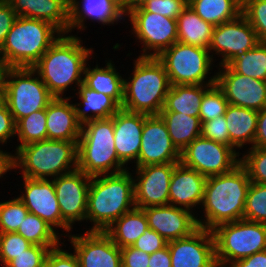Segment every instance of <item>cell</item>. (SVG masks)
I'll return each instance as SVG.
<instances>
[{
    "label": "cell",
    "instance_id": "cell-35",
    "mask_svg": "<svg viewBox=\"0 0 266 267\" xmlns=\"http://www.w3.org/2000/svg\"><path fill=\"white\" fill-rule=\"evenodd\" d=\"M17 233L22 235L33 245L46 247H58L61 243V235L50 224L40 217L28 212L19 225ZM60 236V237H59Z\"/></svg>",
    "mask_w": 266,
    "mask_h": 267
},
{
    "label": "cell",
    "instance_id": "cell-37",
    "mask_svg": "<svg viewBox=\"0 0 266 267\" xmlns=\"http://www.w3.org/2000/svg\"><path fill=\"white\" fill-rule=\"evenodd\" d=\"M16 136L20 142L16 150L26 144L47 139V120L45 109L38 110L16 123Z\"/></svg>",
    "mask_w": 266,
    "mask_h": 267
},
{
    "label": "cell",
    "instance_id": "cell-4",
    "mask_svg": "<svg viewBox=\"0 0 266 267\" xmlns=\"http://www.w3.org/2000/svg\"><path fill=\"white\" fill-rule=\"evenodd\" d=\"M77 144L46 139L21 146L9 154L10 171L18 168L21 177L31 179H53L73 172L77 170Z\"/></svg>",
    "mask_w": 266,
    "mask_h": 267
},
{
    "label": "cell",
    "instance_id": "cell-48",
    "mask_svg": "<svg viewBox=\"0 0 266 267\" xmlns=\"http://www.w3.org/2000/svg\"><path fill=\"white\" fill-rule=\"evenodd\" d=\"M64 243L51 249L46 257V263L50 267H80L79 260L73 252H67L62 249Z\"/></svg>",
    "mask_w": 266,
    "mask_h": 267
},
{
    "label": "cell",
    "instance_id": "cell-50",
    "mask_svg": "<svg viewBox=\"0 0 266 267\" xmlns=\"http://www.w3.org/2000/svg\"><path fill=\"white\" fill-rule=\"evenodd\" d=\"M120 250L122 267H149L150 254L133 246L120 248Z\"/></svg>",
    "mask_w": 266,
    "mask_h": 267
},
{
    "label": "cell",
    "instance_id": "cell-3",
    "mask_svg": "<svg viewBox=\"0 0 266 267\" xmlns=\"http://www.w3.org/2000/svg\"><path fill=\"white\" fill-rule=\"evenodd\" d=\"M129 170L91 176L86 222L93 226L87 231L104 232L115 220L136 208L134 178Z\"/></svg>",
    "mask_w": 266,
    "mask_h": 267
},
{
    "label": "cell",
    "instance_id": "cell-17",
    "mask_svg": "<svg viewBox=\"0 0 266 267\" xmlns=\"http://www.w3.org/2000/svg\"><path fill=\"white\" fill-rule=\"evenodd\" d=\"M177 163L135 167L134 193L136 208L144 209L169 204L171 175Z\"/></svg>",
    "mask_w": 266,
    "mask_h": 267
},
{
    "label": "cell",
    "instance_id": "cell-38",
    "mask_svg": "<svg viewBox=\"0 0 266 267\" xmlns=\"http://www.w3.org/2000/svg\"><path fill=\"white\" fill-rule=\"evenodd\" d=\"M243 219L266 224V184L250 183Z\"/></svg>",
    "mask_w": 266,
    "mask_h": 267
},
{
    "label": "cell",
    "instance_id": "cell-18",
    "mask_svg": "<svg viewBox=\"0 0 266 267\" xmlns=\"http://www.w3.org/2000/svg\"><path fill=\"white\" fill-rule=\"evenodd\" d=\"M64 237L70 239L80 267H122L121 250L105 232L86 231Z\"/></svg>",
    "mask_w": 266,
    "mask_h": 267
},
{
    "label": "cell",
    "instance_id": "cell-47",
    "mask_svg": "<svg viewBox=\"0 0 266 267\" xmlns=\"http://www.w3.org/2000/svg\"><path fill=\"white\" fill-rule=\"evenodd\" d=\"M167 244L168 242L161 235L151 228H147L132 246L151 255L166 247Z\"/></svg>",
    "mask_w": 266,
    "mask_h": 267
},
{
    "label": "cell",
    "instance_id": "cell-58",
    "mask_svg": "<svg viewBox=\"0 0 266 267\" xmlns=\"http://www.w3.org/2000/svg\"><path fill=\"white\" fill-rule=\"evenodd\" d=\"M5 83H0V104L4 101Z\"/></svg>",
    "mask_w": 266,
    "mask_h": 267
},
{
    "label": "cell",
    "instance_id": "cell-24",
    "mask_svg": "<svg viewBox=\"0 0 266 267\" xmlns=\"http://www.w3.org/2000/svg\"><path fill=\"white\" fill-rule=\"evenodd\" d=\"M206 179L195 169L177 163L171 175L169 204L194 212V207L202 205Z\"/></svg>",
    "mask_w": 266,
    "mask_h": 267
},
{
    "label": "cell",
    "instance_id": "cell-29",
    "mask_svg": "<svg viewBox=\"0 0 266 267\" xmlns=\"http://www.w3.org/2000/svg\"><path fill=\"white\" fill-rule=\"evenodd\" d=\"M106 67L96 64L95 68L86 63L83 77V84L88 88L104 93L112 97L120 106L123 102L124 78L115 68L112 60H105Z\"/></svg>",
    "mask_w": 266,
    "mask_h": 267
},
{
    "label": "cell",
    "instance_id": "cell-19",
    "mask_svg": "<svg viewBox=\"0 0 266 267\" xmlns=\"http://www.w3.org/2000/svg\"><path fill=\"white\" fill-rule=\"evenodd\" d=\"M171 267H218L212 231L199 227L191 235L168 242Z\"/></svg>",
    "mask_w": 266,
    "mask_h": 267
},
{
    "label": "cell",
    "instance_id": "cell-33",
    "mask_svg": "<svg viewBox=\"0 0 266 267\" xmlns=\"http://www.w3.org/2000/svg\"><path fill=\"white\" fill-rule=\"evenodd\" d=\"M159 115L167 126L173 144L180 152L201 136L202 124L199 117L177 112H160Z\"/></svg>",
    "mask_w": 266,
    "mask_h": 267
},
{
    "label": "cell",
    "instance_id": "cell-8",
    "mask_svg": "<svg viewBox=\"0 0 266 267\" xmlns=\"http://www.w3.org/2000/svg\"><path fill=\"white\" fill-rule=\"evenodd\" d=\"M156 58L163 64L170 85L216 84V74L207 77L214 63L208 48L177 41Z\"/></svg>",
    "mask_w": 266,
    "mask_h": 267
},
{
    "label": "cell",
    "instance_id": "cell-41",
    "mask_svg": "<svg viewBox=\"0 0 266 267\" xmlns=\"http://www.w3.org/2000/svg\"><path fill=\"white\" fill-rule=\"evenodd\" d=\"M240 157L252 183L266 184V148L252 147Z\"/></svg>",
    "mask_w": 266,
    "mask_h": 267
},
{
    "label": "cell",
    "instance_id": "cell-15",
    "mask_svg": "<svg viewBox=\"0 0 266 267\" xmlns=\"http://www.w3.org/2000/svg\"><path fill=\"white\" fill-rule=\"evenodd\" d=\"M181 152L173 144L160 115H148L144 121L141 146L135 167L179 163Z\"/></svg>",
    "mask_w": 266,
    "mask_h": 267
},
{
    "label": "cell",
    "instance_id": "cell-12",
    "mask_svg": "<svg viewBox=\"0 0 266 267\" xmlns=\"http://www.w3.org/2000/svg\"><path fill=\"white\" fill-rule=\"evenodd\" d=\"M239 156L231 146L200 136L181 152L180 162L208 178L231 172L240 164Z\"/></svg>",
    "mask_w": 266,
    "mask_h": 267
},
{
    "label": "cell",
    "instance_id": "cell-43",
    "mask_svg": "<svg viewBox=\"0 0 266 267\" xmlns=\"http://www.w3.org/2000/svg\"><path fill=\"white\" fill-rule=\"evenodd\" d=\"M32 243L17 232L0 233V264L5 267L17 255L27 250Z\"/></svg>",
    "mask_w": 266,
    "mask_h": 267
},
{
    "label": "cell",
    "instance_id": "cell-49",
    "mask_svg": "<svg viewBox=\"0 0 266 267\" xmlns=\"http://www.w3.org/2000/svg\"><path fill=\"white\" fill-rule=\"evenodd\" d=\"M16 136V123L5 100L0 104V144H7L10 137Z\"/></svg>",
    "mask_w": 266,
    "mask_h": 267
},
{
    "label": "cell",
    "instance_id": "cell-60",
    "mask_svg": "<svg viewBox=\"0 0 266 267\" xmlns=\"http://www.w3.org/2000/svg\"><path fill=\"white\" fill-rule=\"evenodd\" d=\"M122 4L126 1V0H119Z\"/></svg>",
    "mask_w": 266,
    "mask_h": 267
},
{
    "label": "cell",
    "instance_id": "cell-53",
    "mask_svg": "<svg viewBox=\"0 0 266 267\" xmlns=\"http://www.w3.org/2000/svg\"><path fill=\"white\" fill-rule=\"evenodd\" d=\"M253 147L266 148V107L258 111L257 131Z\"/></svg>",
    "mask_w": 266,
    "mask_h": 267
},
{
    "label": "cell",
    "instance_id": "cell-39",
    "mask_svg": "<svg viewBox=\"0 0 266 267\" xmlns=\"http://www.w3.org/2000/svg\"><path fill=\"white\" fill-rule=\"evenodd\" d=\"M229 103L224 92L217 86L212 85L203 95L199 109L201 124L210 121L226 113Z\"/></svg>",
    "mask_w": 266,
    "mask_h": 267
},
{
    "label": "cell",
    "instance_id": "cell-2",
    "mask_svg": "<svg viewBox=\"0 0 266 267\" xmlns=\"http://www.w3.org/2000/svg\"><path fill=\"white\" fill-rule=\"evenodd\" d=\"M250 183L248 172L241 164L229 173L208 177L201 205L204 218H197L199 227L211 231L220 224L243 219Z\"/></svg>",
    "mask_w": 266,
    "mask_h": 267
},
{
    "label": "cell",
    "instance_id": "cell-40",
    "mask_svg": "<svg viewBox=\"0 0 266 267\" xmlns=\"http://www.w3.org/2000/svg\"><path fill=\"white\" fill-rule=\"evenodd\" d=\"M28 212L18 197L0 202V233L17 232Z\"/></svg>",
    "mask_w": 266,
    "mask_h": 267
},
{
    "label": "cell",
    "instance_id": "cell-34",
    "mask_svg": "<svg viewBox=\"0 0 266 267\" xmlns=\"http://www.w3.org/2000/svg\"><path fill=\"white\" fill-rule=\"evenodd\" d=\"M188 5L214 27L242 14V0H188Z\"/></svg>",
    "mask_w": 266,
    "mask_h": 267
},
{
    "label": "cell",
    "instance_id": "cell-20",
    "mask_svg": "<svg viewBox=\"0 0 266 267\" xmlns=\"http://www.w3.org/2000/svg\"><path fill=\"white\" fill-rule=\"evenodd\" d=\"M142 210L147 217L148 227L167 242L189 236L199 228L198 215L185 208L167 204Z\"/></svg>",
    "mask_w": 266,
    "mask_h": 267
},
{
    "label": "cell",
    "instance_id": "cell-10",
    "mask_svg": "<svg viewBox=\"0 0 266 267\" xmlns=\"http://www.w3.org/2000/svg\"><path fill=\"white\" fill-rule=\"evenodd\" d=\"M54 98L33 68L8 69L4 100L15 123L35 111L46 109Z\"/></svg>",
    "mask_w": 266,
    "mask_h": 267
},
{
    "label": "cell",
    "instance_id": "cell-25",
    "mask_svg": "<svg viewBox=\"0 0 266 267\" xmlns=\"http://www.w3.org/2000/svg\"><path fill=\"white\" fill-rule=\"evenodd\" d=\"M71 98L55 97L46 107L47 139L78 142L82 124L77 120Z\"/></svg>",
    "mask_w": 266,
    "mask_h": 267
},
{
    "label": "cell",
    "instance_id": "cell-9",
    "mask_svg": "<svg viewBox=\"0 0 266 267\" xmlns=\"http://www.w3.org/2000/svg\"><path fill=\"white\" fill-rule=\"evenodd\" d=\"M212 231L218 267L266 250V224L246 219L220 224Z\"/></svg>",
    "mask_w": 266,
    "mask_h": 267
},
{
    "label": "cell",
    "instance_id": "cell-23",
    "mask_svg": "<svg viewBox=\"0 0 266 267\" xmlns=\"http://www.w3.org/2000/svg\"><path fill=\"white\" fill-rule=\"evenodd\" d=\"M147 116L122 108L113 115L115 150L126 167L129 162L135 163L138 159L142 130Z\"/></svg>",
    "mask_w": 266,
    "mask_h": 267
},
{
    "label": "cell",
    "instance_id": "cell-45",
    "mask_svg": "<svg viewBox=\"0 0 266 267\" xmlns=\"http://www.w3.org/2000/svg\"><path fill=\"white\" fill-rule=\"evenodd\" d=\"M187 6L188 0H151L142 8L147 12L177 19Z\"/></svg>",
    "mask_w": 266,
    "mask_h": 267
},
{
    "label": "cell",
    "instance_id": "cell-22",
    "mask_svg": "<svg viewBox=\"0 0 266 267\" xmlns=\"http://www.w3.org/2000/svg\"><path fill=\"white\" fill-rule=\"evenodd\" d=\"M91 19L93 22L110 26L114 23L123 22L126 15L122 10V3L119 0H72L69 3V22L67 34L73 29L85 30V21ZM120 20V21H119Z\"/></svg>",
    "mask_w": 266,
    "mask_h": 267
},
{
    "label": "cell",
    "instance_id": "cell-59",
    "mask_svg": "<svg viewBox=\"0 0 266 267\" xmlns=\"http://www.w3.org/2000/svg\"><path fill=\"white\" fill-rule=\"evenodd\" d=\"M41 267H50L46 262Z\"/></svg>",
    "mask_w": 266,
    "mask_h": 267
},
{
    "label": "cell",
    "instance_id": "cell-57",
    "mask_svg": "<svg viewBox=\"0 0 266 267\" xmlns=\"http://www.w3.org/2000/svg\"><path fill=\"white\" fill-rule=\"evenodd\" d=\"M10 67L6 63V60L0 54V83H5L6 75Z\"/></svg>",
    "mask_w": 266,
    "mask_h": 267
},
{
    "label": "cell",
    "instance_id": "cell-54",
    "mask_svg": "<svg viewBox=\"0 0 266 267\" xmlns=\"http://www.w3.org/2000/svg\"><path fill=\"white\" fill-rule=\"evenodd\" d=\"M149 267H171V255L168 245L150 255Z\"/></svg>",
    "mask_w": 266,
    "mask_h": 267
},
{
    "label": "cell",
    "instance_id": "cell-7",
    "mask_svg": "<svg viewBox=\"0 0 266 267\" xmlns=\"http://www.w3.org/2000/svg\"><path fill=\"white\" fill-rule=\"evenodd\" d=\"M77 151V169L86 175L114 174L129 169L115 150L113 116L84 123Z\"/></svg>",
    "mask_w": 266,
    "mask_h": 267
},
{
    "label": "cell",
    "instance_id": "cell-31",
    "mask_svg": "<svg viewBox=\"0 0 266 267\" xmlns=\"http://www.w3.org/2000/svg\"><path fill=\"white\" fill-rule=\"evenodd\" d=\"M147 228L145 212L134 208L115 220L104 232L119 248H124L132 246Z\"/></svg>",
    "mask_w": 266,
    "mask_h": 267
},
{
    "label": "cell",
    "instance_id": "cell-21",
    "mask_svg": "<svg viewBox=\"0 0 266 267\" xmlns=\"http://www.w3.org/2000/svg\"><path fill=\"white\" fill-rule=\"evenodd\" d=\"M21 178H23L24 190L18 198L25 204L28 211L45 220L55 230L58 227L62 229V215L53 179Z\"/></svg>",
    "mask_w": 266,
    "mask_h": 267
},
{
    "label": "cell",
    "instance_id": "cell-26",
    "mask_svg": "<svg viewBox=\"0 0 266 267\" xmlns=\"http://www.w3.org/2000/svg\"><path fill=\"white\" fill-rule=\"evenodd\" d=\"M17 17L44 20L67 34L69 3L65 0H8Z\"/></svg>",
    "mask_w": 266,
    "mask_h": 267
},
{
    "label": "cell",
    "instance_id": "cell-28",
    "mask_svg": "<svg viewBox=\"0 0 266 267\" xmlns=\"http://www.w3.org/2000/svg\"><path fill=\"white\" fill-rule=\"evenodd\" d=\"M76 96L80 103H73L77 120L84 123L112 117L121 106L110 96L94 91L83 83L78 87Z\"/></svg>",
    "mask_w": 266,
    "mask_h": 267
},
{
    "label": "cell",
    "instance_id": "cell-16",
    "mask_svg": "<svg viewBox=\"0 0 266 267\" xmlns=\"http://www.w3.org/2000/svg\"><path fill=\"white\" fill-rule=\"evenodd\" d=\"M220 67L215 73L216 84L229 104L256 111L266 107V81L238 74L228 65Z\"/></svg>",
    "mask_w": 266,
    "mask_h": 267
},
{
    "label": "cell",
    "instance_id": "cell-42",
    "mask_svg": "<svg viewBox=\"0 0 266 267\" xmlns=\"http://www.w3.org/2000/svg\"><path fill=\"white\" fill-rule=\"evenodd\" d=\"M242 14L256 31L259 42L266 43V0H242Z\"/></svg>",
    "mask_w": 266,
    "mask_h": 267
},
{
    "label": "cell",
    "instance_id": "cell-11",
    "mask_svg": "<svg viewBox=\"0 0 266 267\" xmlns=\"http://www.w3.org/2000/svg\"><path fill=\"white\" fill-rule=\"evenodd\" d=\"M126 17L131 23L135 40L142 44L143 53L139 57H157L177 42V19L147 12L142 7L134 9Z\"/></svg>",
    "mask_w": 266,
    "mask_h": 267
},
{
    "label": "cell",
    "instance_id": "cell-14",
    "mask_svg": "<svg viewBox=\"0 0 266 267\" xmlns=\"http://www.w3.org/2000/svg\"><path fill=\"white\" fill-rule=\"evenodd\" d=\"M259 43L256 31L243 14L215 26L208 47L211 57H222L219 67L227 65L235 57L253 49ZM215 52V53H214Z\"/></svg>",
    "mask_w": 266,
    "mask_h": 267
},
{
    "label": "cell",
    "instance_id": "cell-56",
    "mask_svg": "<svg viewBox=\"0 0 266 267\" xmlns=\"http://www.w3.org/2000/svg\"><path fill=\"white\" fill-rule=\"evenodd\" d=\"M149 1H151V0H126L122 4L123 13L125 15H127L128 13L133 11L134 9L141 8L143 5H145Z\"/></svg>",
    "mask_w": 266,
    "mask_h": 267
},
{
    "label": "cell",
    "instance_id": "cell-6",
    "mask_svg": "<svg viewBox=\"0 0 266 267\" xmlns=\"http://www.w3.org/2000/svg\"><path fill=\"white\" fill-rule=\"evenodd\" d=\"M62 34L47 21L17 17L0 54L10 68H32Z\"/></svg>",
    "mask_w": 266,
    "mask_h": 267
},
{
    "label": "cell",
    "instance_id": "cell-44",
    "mask_svg": "<svg viewBox=\"0 0 266 267\" xmlns=\"http://www.w3.org/2000/svg\"><path fill=\"white\" fill-rule=\"evenodd\" d=\"M55 247L31 245L23 253L17 255L5 267H41L48 255V252Z\"/></svg>",
    "mask_w": 266,
    "mask_h": 267
},
{
    "label": "cell",
    "instance_id": "cell-46",
    "mask_svg": "<svg viewBox=\"0 0 266 267\" xmlns=\"http://www.w3.org/2000/svg\"><path fill=\"white\" fill-rule=\"evenodd\" d=\"M201 136L229 146V131L225 116L202 123Z\"/></svg>",
    "mask_w": 266,
    "mask_h": 267
},
{
    "label": "cell",
    "instance_id": "cell-1",
    "mask_svg": "<svg viewBox=\"0 0 266 267\" xmlns=\"http://www.w3.org/2000/svg\"><path fill=\"white\" fill-rule=\"evenodd\" d=\"M93 48L83 46L77 35L62 34L32 67L54 97H66L65 91H77L83 83L84 70ZM77 87V89H74Z\"/></svg>",
    "mask_w": 266,
    "mask_h": 267
},
{
    "label": "cell",
    "instance_id": "cell-30",
    "mask_svg": "<svg viewBox=\"0 0 266 267\" xmlns=\"http://www.w3.org/2000/svg\"><path fill=\"white\" fill-rule=\"evenodd\" d=\"M212 85H171L161 112H177L199 117L204 93Z\"/></svg>",
    "mask_w": 266,
    "mask_h": 267
},
{
    "label": "cell",
    "instance_id": "cell-13",
    "mask_svg": "<svg viewBox=\"0 0 266 267\" xmlns=\"http://www.w3.org/2000/svg\"><path fill=\"white\" fill-rule=\"evenodd\" d=\"M91 176L80 170L53 178L54 189L62 215V229L69 236L73 224L86 220L88 190Z\"/></svg>",
    "mask_w": 266,
    "mask_h": 267
},
{
    "label": "cell",
    "instance_id": "cell-36",
    "mask_svg": "<svg viewBox=\"0 0 266 267\" xmlns=\"http://www.w3.org/2000/svg\"><path fill=\"white\" fill-rule=\"evenodd\" d=\"M227 65L238 74L266 81V43L259 42L253 49L235 57Z\"/></svg>",
    "mask_w": 266,
    "mask_h": 267
},
{
    "label": "cell",
    "instance_id": "cell-51",
    "mask_svg": "<svg viewBox=\"0 0 266 267\" xmlns=\"http://www.w3.org/2000/svg\"><path fill=\"white\" fill-rule=\"evenodd\" d=\"M16 18V12L8 0H0V49Z\"/></svg>",
    "mask_w": 266,
    "mask_h": 267
},
{
    "label": "cell",
    "instance_id": "cell-52",
    "mask_svg": "<svg viewBox=\"0 0 266 267\" xmlns=\"http://www.w3.org/2000/svg\"><path fill=\"white\" fill-rule=\"evenodd\" d=\"M223 267H266V250L254 253L241 260L229 262Z\"/></svg>",
    "mask_w": 266,
    "mask_h": 267
},
{
    "label": "cell",
    "instance_id": "cell-27",
    "mask_svg": "<svg viewBox=\"0 0 266 267\" xmlns=\"http://www.w3.org/2000/svg\"><path fill=\"white\" fill-rule=\"evenodd\" d=\"M224 116L229 131V146L241 155L237 149L247 144L253 147L258 111L229 104Z\"/></svg>",
    "mask_w": 266,
    "mask_h": 267
},
{
    "label": "cell",
    "instance_id": "cell-5",
    "mask_svg": "<svg viewBox=\"0 0 266 267\" xmlns=\"http://www.w3.org/2000/svg\"><path fill=\"white\" fill-rule=\"evenodd\" d=\"M132 75L124 78L122 109L147 115H159L170 82L163 64L156 57L133 60ZM132 78V79H131Z\"/></svg>",
    "mask_w": 266,
    "mask_h": 267
},
{
    "label": "cell",
    "instance_id": "cell-32",
    "mask_svg": "<svg viewBox=\"0 0 266 267\" xmlns=\"http://www.w3.org/2000/svg\"><path fill=\"white\" fill-rule=\"evenodd\" d=\"M213 29L214 26L200 18L189 5L177 17V41L181 43L208 48Z\"/></svg>",
    "mask_w": 266,
    "mask_h": 267
},
{
    "label": "cell",
    "instance_id": "cell-55",
    "mask_svg": "<svg viewBox=\"0 0 266 267\" xmlns=\"http://www.w3.org/2000/svg\"><path fill=\"white\" fill-rule=\"evenodd\" d=\"M10 152H6L0 147V178L10 171Z\"/></svg>",
    "mask_w": 266,
    "mask_h": 267
}]
</instances>
